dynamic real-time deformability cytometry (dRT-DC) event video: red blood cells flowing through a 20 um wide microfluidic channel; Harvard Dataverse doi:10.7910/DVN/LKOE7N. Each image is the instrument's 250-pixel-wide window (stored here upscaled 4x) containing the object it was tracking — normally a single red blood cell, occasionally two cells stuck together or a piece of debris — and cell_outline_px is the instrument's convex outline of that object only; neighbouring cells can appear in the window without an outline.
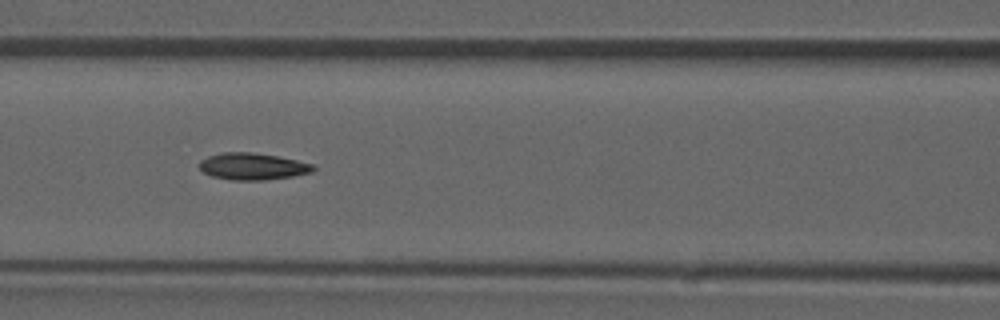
{"species": "common noctule bat (a hibernating species)", "species_latin": "Nyctalus noctula", "temperature_condition": "room temperature", "stored_images_in_passage": 53, "camera_frame_rate_fps": 3000, "um_per_image_px": 0.085, "animal": {"sex": "male", "forearm_length_mm": 52.5}, "frame": {"image": 1, "passage_image": 23, "time_ms": 7.333, "image_size_px": [1000, 320], "cell_outline_px": [[316, 168], [312, 172], [292, 176], [264, 180], [232, 180], [212, 176], [204, 172], [200, 168], [200, 160], [208, 156], [224, 152], [252, 152], [276, 156], [316, 164]], "centroid_in_image_um": [21.5, 14.14], "position_along_channel_um": 145.1, "area_um2": 17.74}, "authors_computed_cell_mechanics": {"area_um2": 17.6868, "velocity_mm_per_s": 3.9097, "shape_relaxation_time_tau1_ms": 9.5969, "shape_relaxation_time_tau2_ms": 4.7176, "deformation_change_tau1": 0.2153, "deformation_change_tau2": 0.1183}}